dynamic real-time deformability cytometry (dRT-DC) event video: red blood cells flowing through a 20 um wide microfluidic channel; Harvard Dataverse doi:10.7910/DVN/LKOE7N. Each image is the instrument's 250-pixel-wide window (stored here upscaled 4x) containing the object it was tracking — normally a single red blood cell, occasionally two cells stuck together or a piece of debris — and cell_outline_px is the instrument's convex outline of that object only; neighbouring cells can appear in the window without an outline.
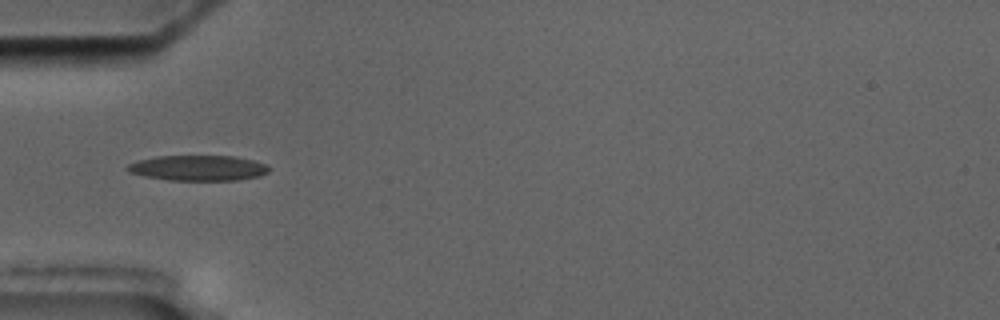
{"species": "common noctule bat (a hibernating species)", "species_latin": "Nyctalus noctula", "temperature_condition": "cold", "stored_images_in_passage": 4, "camera_frame_rate_fps": 3000, "um_per_image_px": 0.085, "animal": {"sex": "male", "body_mass_g": 17.5, "forearm_length_mm": 52.3}, "frame": {"image": 1, "passage_image": 1, "time_ms": 0.0, "image_size_px": [1000, 320], "cell_outline_px": [[268, 172], [260, 176], [236, 180], [168, 180], [144, 176], [128, 172], [124, 168], [128, 164], [140, 160], [156, 156], [236, 156], [252, 160], [264, 164], [268, 168]], "centroid_in_image_um": [16.8, 14.28], "position_along_channel_um": 68.2, "area_um2": 20.87}}
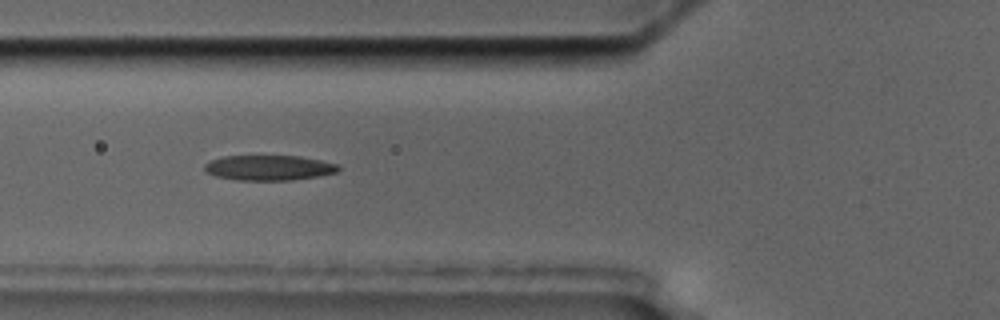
{"frame": {"image": 2, "passage_image": 2, "time_ms": 1.0, "image_size_px": [1000, 320], "cell_outline_px": [[340, 168], [336, 172], [316, 176], [292, 180], [240, 180], [216, 176], [204, 172], [204, 164], [212, 160], [224, 156], [300, 156], [340, 164]], "centroid_in_image_um": [22.85, 14.25], "position_along_channel_um": 102.9, "area_um2": 19.54}}
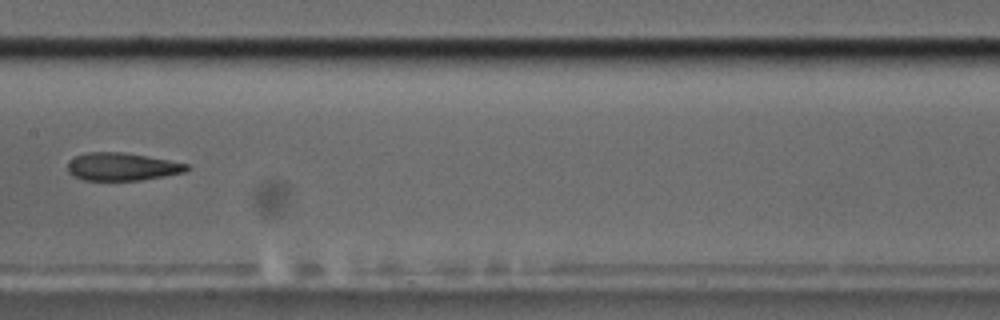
{"frame": {"image": 3, "passage_image": 4, "time_ms": 3.667, "image_size_px": [1000, 320], "cell_outline_px": [[192, 168], [184, 172], [164, 176], [140, 180], [84, 180], [68, 172], [68, 160], [76, 156], [88, 152], [124, 152], [148, 156], [188, 164]], "centroid_in_image_um": [10.39, 14.16], "position_along_channel_um": 197.0, "area_um2": 19.25}}